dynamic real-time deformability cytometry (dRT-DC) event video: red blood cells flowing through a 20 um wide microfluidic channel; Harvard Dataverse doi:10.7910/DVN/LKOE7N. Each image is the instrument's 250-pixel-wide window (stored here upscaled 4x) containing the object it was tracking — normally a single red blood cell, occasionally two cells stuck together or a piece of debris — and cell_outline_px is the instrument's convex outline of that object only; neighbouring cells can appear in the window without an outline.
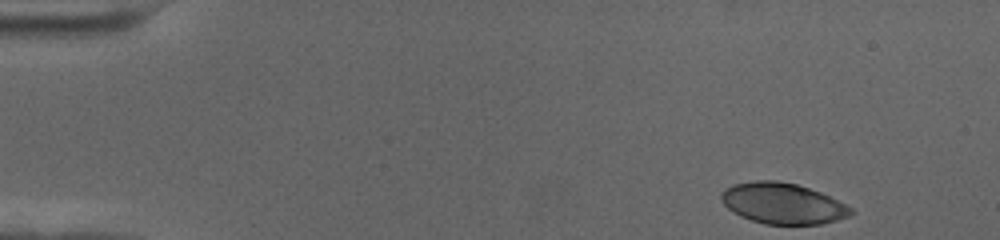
{"species": "human", "species_latin": "Homo sapiens", "temperature_condition": "cold", "stored_images_in_passage": 54, "camera_frame_rate_fps": 3000, "um_per_image_px": 0.085, "donor": {"sex": "female"}, "frame": {"image": 1, "passage_image": 1, "time_ms": 0.0, "image_size_px": [1000, 240], "cell_outline_px": [[856, 212], [848, 216], [836, 220], [820, 224], [764, 224], [740, 216], [728, 208], [720, 200], [720, 192], [724, 188], [732, 184], [756, 180], [776, 180], [796, 184], [820, 192], [852, 208]], "centroid_in_image_um": [66.48, 17.28], "position_along_channel_um": 18.5, "area_um2": 30.87}}
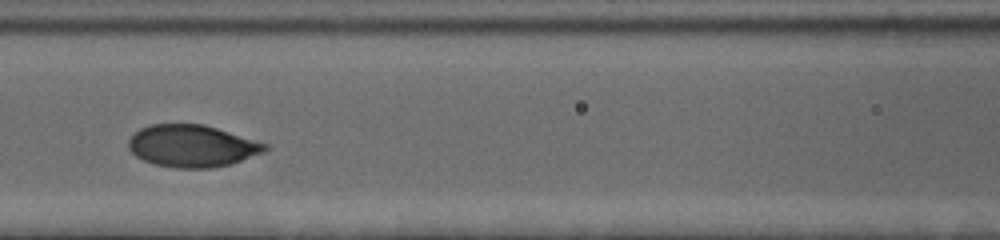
{"frame": {"image": 2, "passage_image": 22, "time_ms": 7.0, "image_size_px": [1000, 240], "cell_outline_px": [[268, 148], [264, 152], [228, 164], [212, 168], [176, 168], [152, 164], [136, 156], [128, 148], [128, 140], [140, 128], [152, 124], [204, 124], [268, 144]], "centroid_in_image_um": [16.3, 12.41], "position_along_channel_um": 150.3, "area_um2": 33.29}}
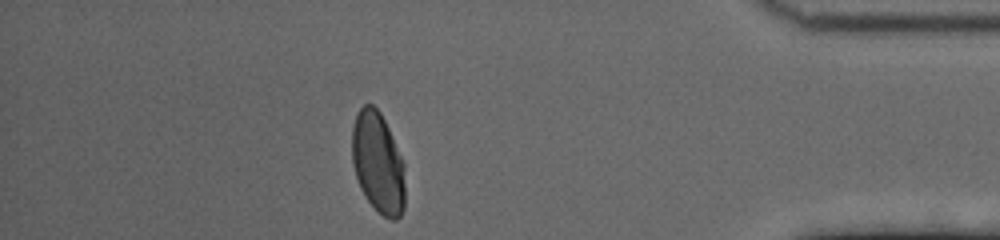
{"frame": {"image": 3, "passage_image": 47, "time_ms": 15.333, "image_size_px": [1000, 240], "cell_outline_px": [[404, 208], [400, 216], [396, 220], [388, 220], [364, 196], [360, 188], [356, 176], [352, 160], [352, 128], [356, 116], [360, 108], [364, 104], [372, 104], [380, 112], [388, 128], [404, 164]], "centroid_in_image_um": [32.12, 13.84], "position_along_channel_um": 403.1, "area_um2": 30.98}, "authors_computed_cell_mechanics": {"area_um2": 33.1483, "velocity_mm_per_s": 3.4674, "shape_relaxation_time_tau1_ms": 3.7091, "shape_relaxation_time_tau2_ms": null, "deformation_change_tau1": 0.1746, "deformation_change_tau2": null}}